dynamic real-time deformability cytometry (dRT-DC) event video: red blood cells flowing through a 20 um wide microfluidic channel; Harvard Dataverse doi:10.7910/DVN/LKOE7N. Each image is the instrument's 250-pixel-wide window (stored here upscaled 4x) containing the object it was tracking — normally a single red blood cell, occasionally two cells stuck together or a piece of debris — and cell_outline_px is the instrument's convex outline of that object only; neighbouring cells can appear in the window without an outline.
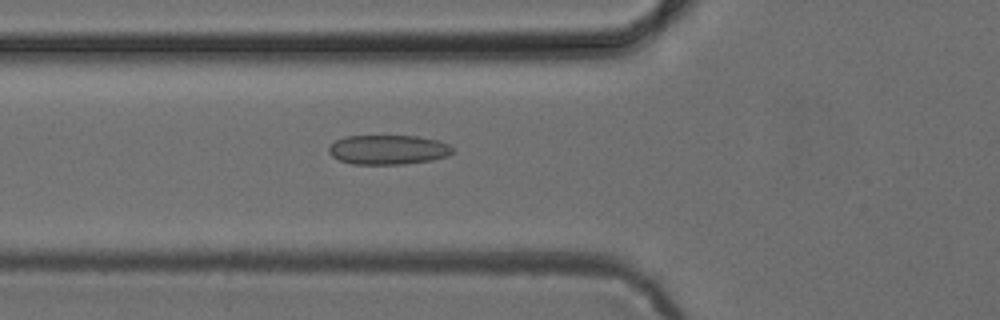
{"species": "common noctule bat (a hibernating species)", "species_latin": "Nyctalus noctula", "temperature_condition": "cold", "stored_images_in_passage": 3, "camera_frame_rate_fps": 3000, "um_per_image_px": 0.085, "animal": {"sex": "female", "body_mass_g": 24.6, "forearm_length_mm": 56.2}, "frame": {"image": 1, "passage_image": 2, "time_ms": 0.333, "image_size_px": [1000, 320], "cell_outline_px": [[456, 152], [448, 156], [432, 160], [404, 164], [352, 164], [340, 160], [332, 156], [328, 152], [328, 148], [336, 140], [344, 136], [416, 136], [436, 140], [448, 144], [456, 148]], "centroid_in_image_um": [33.03, 12.73], "position_along_channel_um": 92.8, "area_um2": 21.44}}